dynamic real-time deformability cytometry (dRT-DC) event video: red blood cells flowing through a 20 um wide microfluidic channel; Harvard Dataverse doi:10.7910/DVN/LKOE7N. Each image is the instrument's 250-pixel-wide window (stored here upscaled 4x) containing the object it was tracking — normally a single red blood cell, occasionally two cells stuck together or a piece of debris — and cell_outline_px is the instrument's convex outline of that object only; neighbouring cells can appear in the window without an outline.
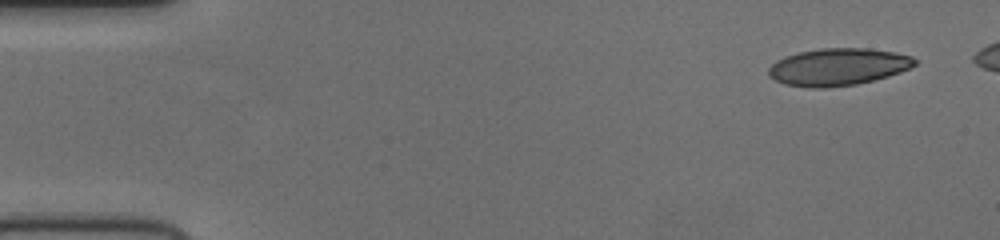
{"species": "human", "species_latin": "Homo sapiens", "temperature_condition": "cold", "stored_images_in_passage": 48, "camera_frame_rate_fps": 3000, "um_per_image_px": 0.085, "donor": {"sex": "female"}, "frame": {"image": 1, "passage_image": 1, "time_ms": 0.0, "image_size_px": [1000, 240], "cell_outline_px": [[916, 64], [900, 72], [888, 76], [856, 84], [824, 88], [812, 88], [784, 84], [768, 76], [768, 68], [776, 60], [784, 56], [800, 52], [820, 48], [868, 48], [892, 52], [912, 56], [916, 60]], "centroid_in_image_um": [71.2, 5.68], "position_along_channel_um": 13.8, "area_um2": 31.62}}
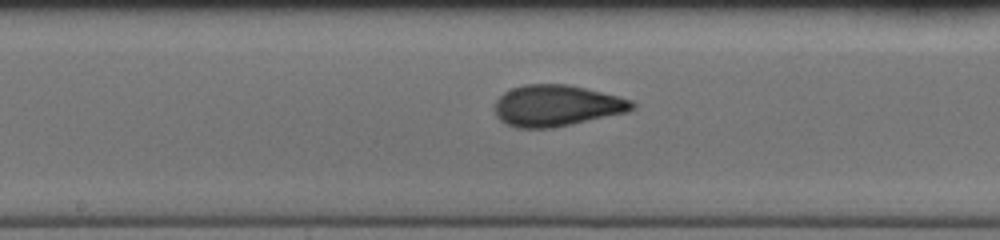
{"frame": {"image": 2, "passage_image": 25, "time_ms": 8.0, "image_size_px": [1000, 240], "cell_outline_px": [[636, 108], [628, 112], [572, 124], [552, 128], [516, 128], [504, 124], [496, 116], [492, 108], [496, 100], [504, 92], [512, 88], [524, 84], [568, 84], [632, 100], [636, 104]], "centroid_in_image_um": [47.27, 8.99], "position_along_channel_um": 200.9, "area_um2": 33.29}}
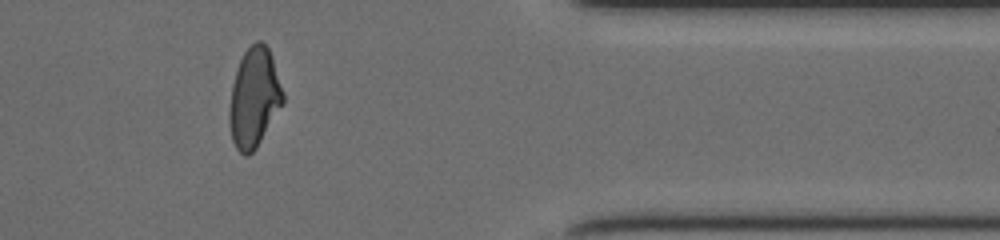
{"frame": {"image": 3, "passage_image": 41, "time_ms": 13.333, "image_size_px": [1000, 240], "cell_outline_px": [[284, 104], [256, 148], [248, 156], [244, 156], [236, 148], [232, 140], [228, 120], [228, 112], [232, 84], [240, 60], [244, 52], [256, 40], [260, 40], [268, 48], [272, 56], [284, 92]], "centroid_in_image_um": [21.61, 8.33], "position_along_channel_um": 389.8, "area_um2": 31.27}}